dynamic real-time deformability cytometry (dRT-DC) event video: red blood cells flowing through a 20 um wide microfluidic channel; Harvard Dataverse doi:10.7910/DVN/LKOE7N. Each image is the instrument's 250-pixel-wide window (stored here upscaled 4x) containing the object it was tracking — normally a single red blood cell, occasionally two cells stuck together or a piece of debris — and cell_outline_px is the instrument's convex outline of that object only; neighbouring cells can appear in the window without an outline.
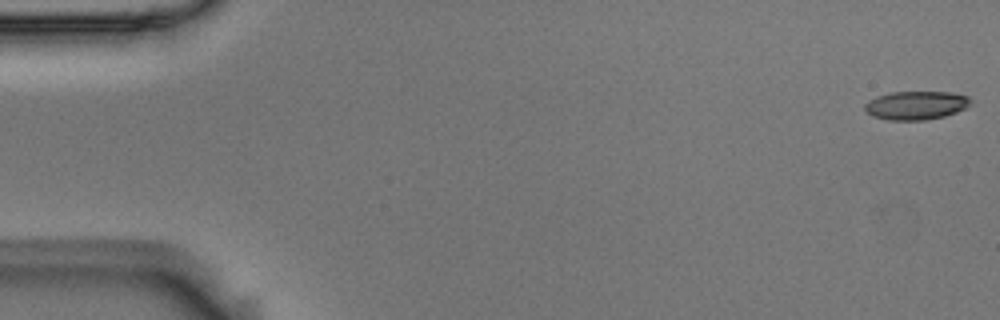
{"species": "Egyptian fruit bat (a non-hibernating species)", "species_latin": "Rousettus aegyptiacus", "temperature_condition": "room temperature", "stored_images_in_passage": 54, "camera_frame_rate_fps": 3000, "um_per_image_px": 0.085, "animal": {"sex": "male"}, "frame": {"image": 1, "passage_image": 1, "time_ms": 0.0, "image_size_px": [1000, 320], "cell_outline_px": [[968, 104], [964, 108], [956, 112], [944, 116], [924, 120], [888, 120], [872, 116], [864, 108], [864, 104], [868, 100], [876, 96], [892, 92], [952, 92], [968, 96]], "centroid_in_image_um": [77.8, 8.95], "position_along_channel_um": 7.2, "area_um2": 17.46}}
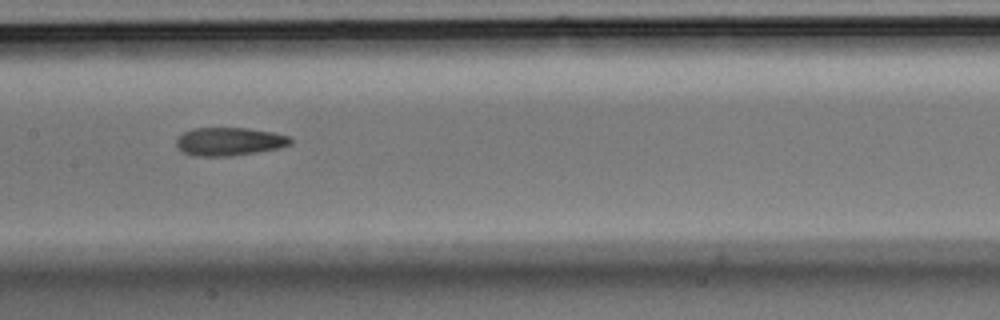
{"frame": {"image": 2, "passage_image": 27, "time_ms": 8.667, "image_size_px": [1000, 320], "cell_outline_px": [[292, 144], [280, 148], [232, 156], [192, 156], [176, 148], [176, 140], [184, 132], [192, 128], [248, 128], [272, 132], [288, 136], [292, 140]], "centroid_in_image_um": [19.48, 12.03], "position_along_channel_um": 187.9, "area_um2": 18.84}}
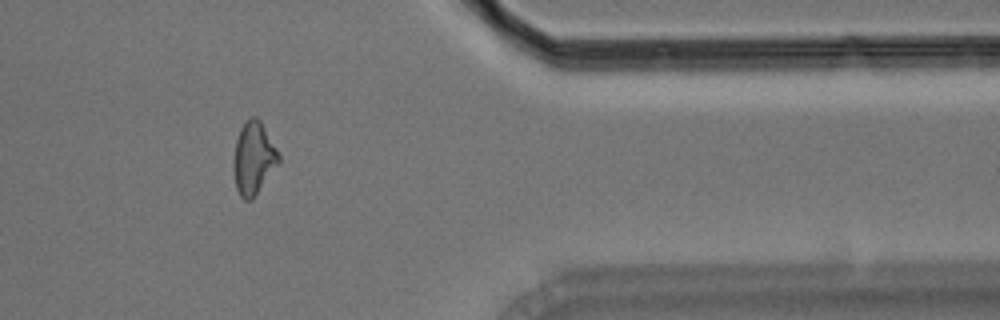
{"frame": {"image": 3, "passage_image": 45, "time_ms": 14.667, "image_size_px": [1000, 320], "cell_outline_px": [[280, 164], [252, 200], [244, 200], [240, 196], [236, 188], [232, 168], [232, 160], [236, 140], [240, 128], [252, 116], [256, 116], [260, 120], [276, 148], [280, 156]], "centroid_in_image_um": [21.54, 13.49], "position_along_channel_um": 389.9, "area_um2": 19.36}, "authors_computed_cell_mechanics": {"area_um2": 18.7561, "velocity_mm_per_s": 3.6974, "shape_relaxation_time_tau1_ms": null, "shape_relaxation_time_tau2_ms": 5.1927, "deformation_change_tau1": null, "deformation_change_tau2": 0.1484}}